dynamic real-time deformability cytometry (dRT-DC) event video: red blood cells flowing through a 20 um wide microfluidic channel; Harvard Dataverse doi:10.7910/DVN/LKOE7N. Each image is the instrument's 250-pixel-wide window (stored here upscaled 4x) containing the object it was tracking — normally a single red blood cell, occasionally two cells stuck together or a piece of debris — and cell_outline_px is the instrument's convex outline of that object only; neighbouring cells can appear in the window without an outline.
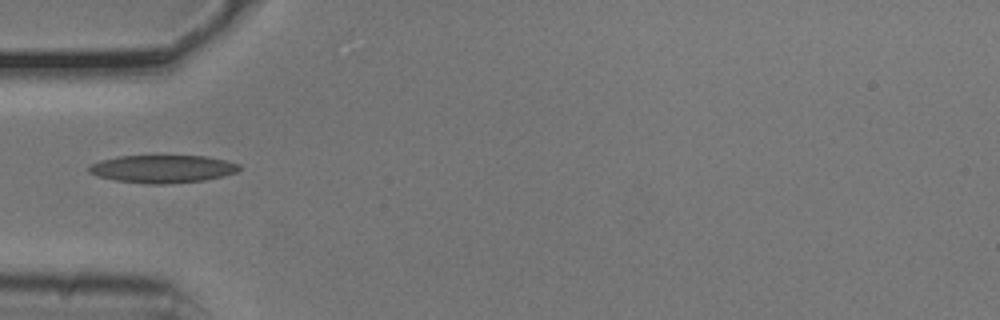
{"species": "common noctule bat (a hibernating species)", "species_latin": "Nyctalus noctula", "temperature_condition": "cold", "stored_images_in_passage": 37, "camera_frame_rate_fps": 3000, "um_per_image_px": 0.085, "animal": {"sex": "male", "body_mass_g": 20.5, "forearm_length_mm": 52.5}, "frame": {"image": 1, "passage_image": 1, "time_ms": 0.0, "image_size_px": [1000, 320], "cell_outline_px": [[240, 168], [236, 172], [224, 176], [204, 180], [164, 184], [148, 184], [116, 180], [96, 176], [88, 172], [88, 168], [92, 164], [100, 160], [120, 156], [204, 156], [224, 160], [240, 164]], "centroid_in_image_um": [13.81, 14.36], "position_along_channel_um": 71.2, "area_um2": 24.22}}
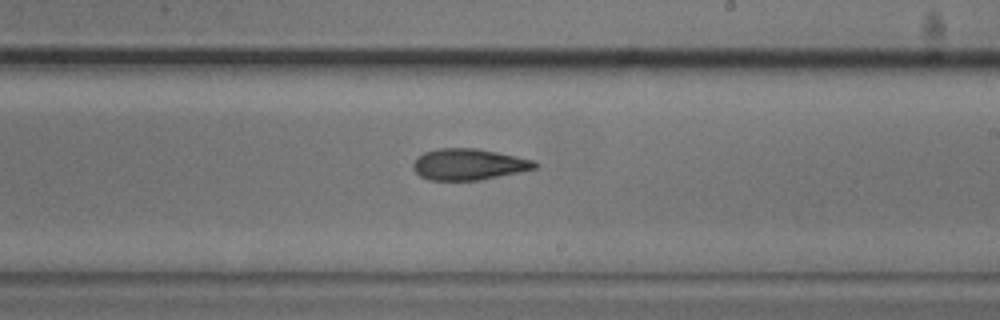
{"frame": {"image": 2, "passage_image": 15, "time_ms": 4.667, "image_size_px": [1000, 320], "cell_outline_px": [[540, 164], [536, 168], [520, 172], [480, 180], [428, 180], [420, 176], [412, 168], [412, 164], [416, 156], [424, 152], [436, 148], [476, 148], [536, 160]], "centroid_in_image_um": [39.83, 13.96], "position_along_channel_um": 249.2, "area_um2": 22.43}}
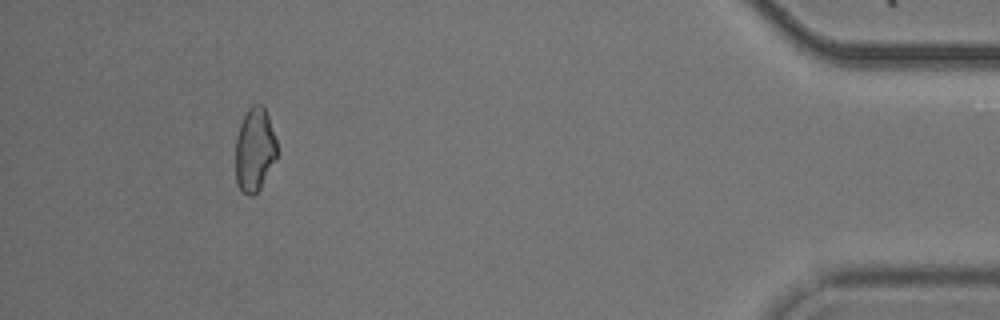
{"frame": {"image": 3, "passage_image": 33, "time_ms": 10.667, "image_size_px": [1000, 320], "cell_outline_px": [[280, 152], [276, 160], [260, 188], [252, 196], [248, 196], [240, 192], [236, 184], [236, 136], [240, 124], [248, 108], [252, 104], [260, 104], [264, 108], [268, 116]], "centroid_in_image_um": [21.65, 12.76], "position_along_channel_um": 413.5, "area_um2": 20.58}, "authors_computed_cell_mechanics": {"area_um2": 22.1952, "velocity_mm_per_s": 3.7959, "shape_relaxation_time_tau1_ms": null, "shape_relaxation_time_tau2_ms": 6.6792, "deformation_change_tau1": null, "deformation_change_tau2": 0.1579}}